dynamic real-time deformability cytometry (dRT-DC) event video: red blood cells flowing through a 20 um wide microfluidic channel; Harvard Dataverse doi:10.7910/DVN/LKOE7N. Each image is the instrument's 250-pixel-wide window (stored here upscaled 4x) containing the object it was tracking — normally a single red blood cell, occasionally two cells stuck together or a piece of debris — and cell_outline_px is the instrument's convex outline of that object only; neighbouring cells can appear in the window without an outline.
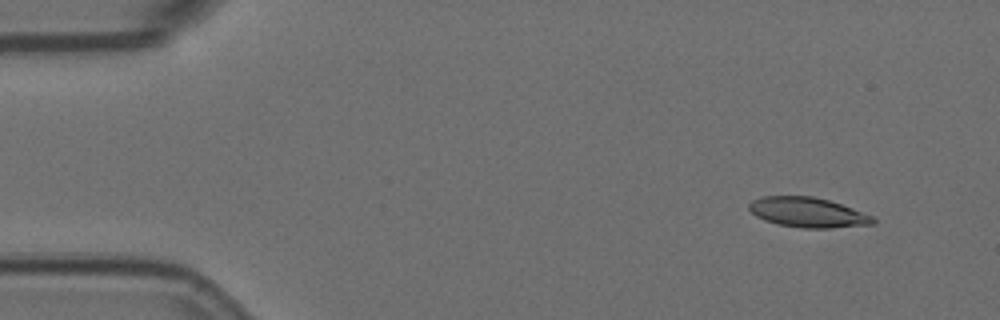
{"species": "Egyptian fruit bat (a non-hibernating species)", "species_latin": "Rousettus aegyptiacus", "temperature_condition": "room temperature", "stored_images_in_passage": 4, "camera_frame_rate_fps": 3000, "um_per_image_px": 0.085, "animal": {"sex": "female"}, "frame": {"image": 1, "passage_image": 1, "time_ms": 0.0, "image_size_px": [1000, 320], "cell_outline_px": [[876, 224], [832, 228], [800, 228], [776, 224], [764, 220], [756, 216], [748, 208], [748, 204], [752, 200], [760, 196], [812, 196], [828, 200], [876, 216]], "centroid_in_image_um": [68.68, 18.06], "position_along_channel_um": 16.3, "area_um2": 21.91}}
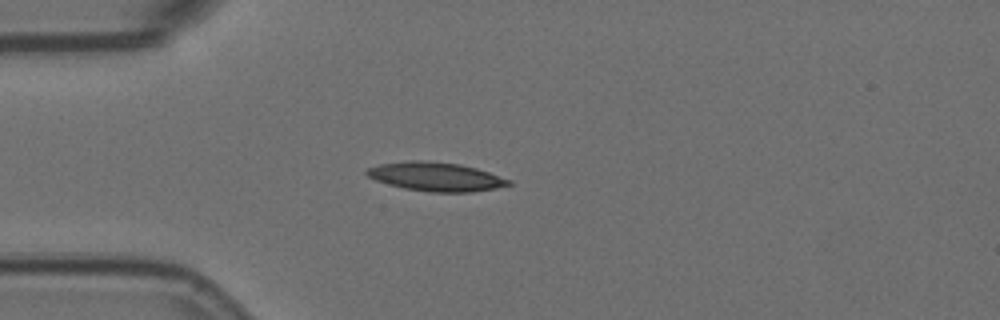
{"frame": {"image": 2, "passage_image": 4, "time_ms": 1.0, "image_size_px": [1000, 320], "cell_outline_px": [[512, 184], [496, 188], [472, 192], [432, 192], [404, 188], [388, 184], [376, 180], [368, 176], [364, 172], [368, 168], [380, 164], [412, 160], [424, 160], [460, 164], [476, 168], [512, 180]], "centroid_in_image_um": [37.06, 15.01], "position_along_channel_um": 47.9, "area_um2": 23.76}}